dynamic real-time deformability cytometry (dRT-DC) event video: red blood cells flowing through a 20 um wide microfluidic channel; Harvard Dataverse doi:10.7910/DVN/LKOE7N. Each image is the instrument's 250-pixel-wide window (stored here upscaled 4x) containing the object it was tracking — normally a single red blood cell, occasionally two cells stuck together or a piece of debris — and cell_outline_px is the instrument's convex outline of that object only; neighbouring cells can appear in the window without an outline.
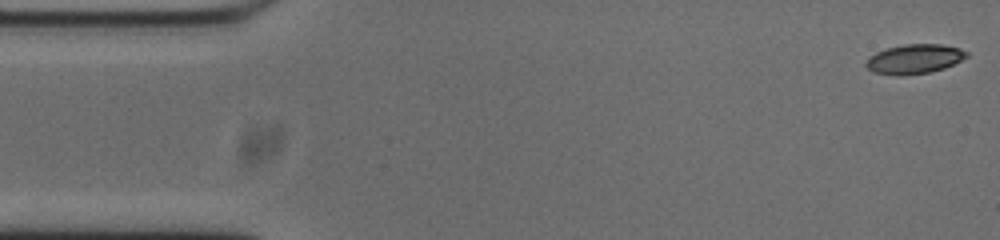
{"species": "common noctule bat (a hibernating species)", "species_latin": "Nyctalus noctula", "temperature_condition": "cold", "stored_images_in_passage": 46, "camera_frame_rate_fps": 3000, "um_per_image_px": 0.085, "animal": {"sex": "male", "body_mass_g": 20.0, "forearm_length_mm": 53.3}, "frame": {"image": 1, "passage_image": 1, "time_ms": 0.0, "image_size_px": [1000, 240], "cell_outline_px": [[968, 56], [944, 68], [928, 72], [900, 76], [896, 76], [872, 72], [864, 64], [868, 56], [876, 52], [888, 48], [904, 44], [940, 44], [960, 48], [968, 52]], "centroid_in_image_um": [77.68, 5.01], "position_along_channel_um": 7.3, "area_um2": 17.28}}
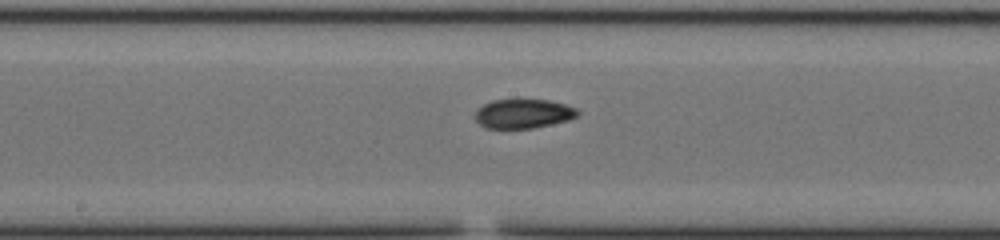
{"frame": {"image": 2, "passage_image": 26, "time_ms": 8.333, "image_size_px": [1000, 240], "cell_outline_px": [[580, 112], [576, 116], [568, 120], [532, 128], [488, 128], [480, 124], [476, 120], [476, 108], [492, 100], [516, 96], [520, 96], [548, 100], [564, 104], [576, 108]], "centroid_in_image_um": [44.45, 9.6], "position_along_channel_um": 203.7, "area_um2": 18.09}}
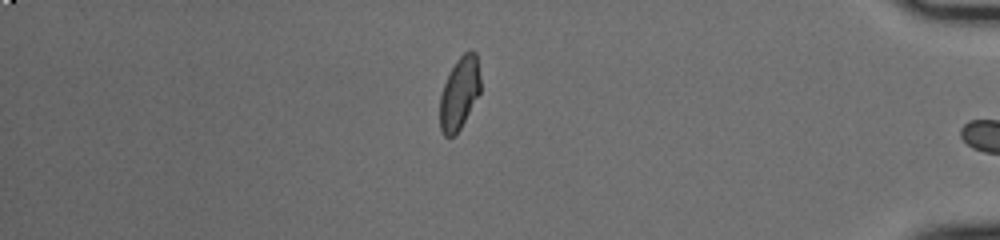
{"frame": {"image": 3, "passage_image": 45, "time_ms": 14.667, "image_size_px": [1000, 240], "cell_outline_px": [[480, 92], [460, 128], [452, 136], [444, 136], [440, 128], [440, 96], [444, 84], [456, 60], [468, 48], [472, 48], [476, 52], [480, 76]], "centroid_in_image_um": [39.06, 7.86], "position_along_channel_um": 396.1, "area_um2": 16.99}, "authors_computed_cell_mechanics": {"area_um2": 17.7157, "velocity_mm_per_s": 3.7473, "shape_relaxation_time_tau1_ms": null, "shape_relaxation_time_tau2_ms": 2.3563, "deformation_change_tau1": null, "deformation_change_tau2": 0.0577}}